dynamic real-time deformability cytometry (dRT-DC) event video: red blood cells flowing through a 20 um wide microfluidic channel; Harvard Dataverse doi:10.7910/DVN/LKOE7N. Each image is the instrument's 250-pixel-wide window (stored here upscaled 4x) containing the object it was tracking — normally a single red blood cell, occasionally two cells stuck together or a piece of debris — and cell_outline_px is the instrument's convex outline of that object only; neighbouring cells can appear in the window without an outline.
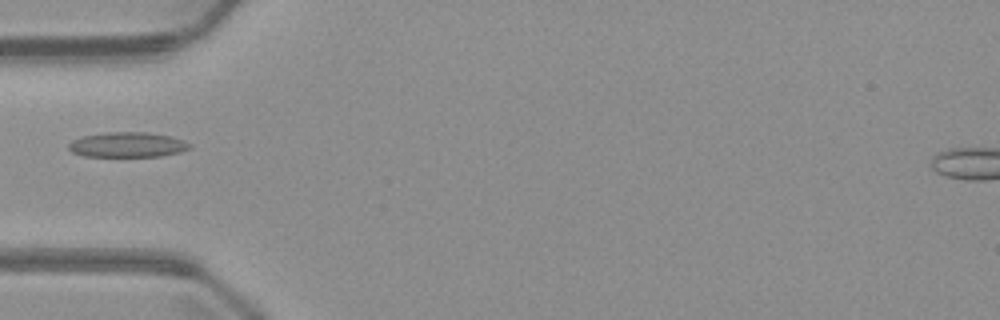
{"species": "common noctule bat (a hibernating species)", "species_latin": "Nyctalus noctula", "temperature_condition": "warm", "stored_images_in_passage": 4, "camera_frame_rate_fps": 3000, "um_per_image_px": 0.085, "animal": {"sex": "male", "body_mass_g": 23.1, "forearm_length_mm": 52.7}, "frame": {"image": 1, "passage_image": 4, "time_ms": 4.667, "image_size_px": [1000, 320], "cell_outline_px": [[192, 148], [180, 152], [160, 156], [84, 156], [72, 152], [68, 148], [68, 144], [72, 140], [84, 136], [108, 132], [148, 132], [172, 136], [184, 140], [192, 144]], "centroid_in_image_um": [10.88, 12.3], "position_along_channel_um": 74.1, "area_um2": 17.74}}